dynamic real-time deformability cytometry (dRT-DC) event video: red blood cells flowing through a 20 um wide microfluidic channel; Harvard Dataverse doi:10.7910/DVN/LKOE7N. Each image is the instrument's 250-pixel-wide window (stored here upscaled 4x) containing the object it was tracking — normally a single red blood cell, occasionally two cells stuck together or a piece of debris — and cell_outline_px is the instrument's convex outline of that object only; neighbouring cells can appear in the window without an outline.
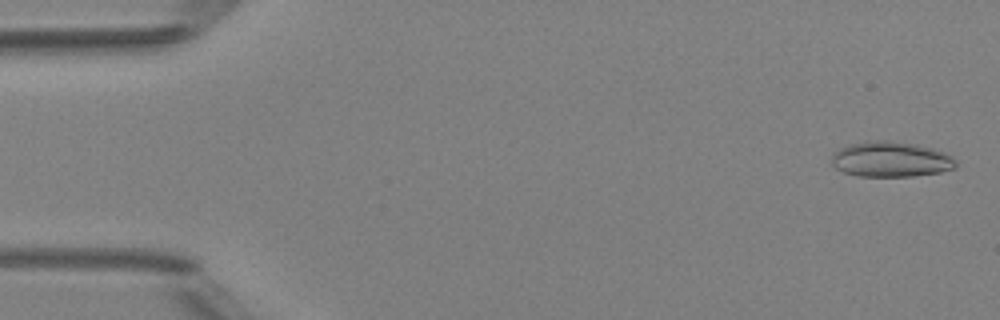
{"species": "Egyptian fruit bat (a non-hibernating species)", "species_latin": "Rousettus aegyptiacus", "temperature_condition": "room temperature", "stored_images_in_passage": 4, "camera_frame_rate_fps": 3000, "um_per_image_px": 0.085, "animal": {"sex": "female"}, "frame": {"image": 1, "passage_image": 1, "time_ms": 0.0, "image_size_px": [1000, 320], "cell_outline_px": [[956, 168], [940, 172], [912, 176], [856, 176], [844, 172], [836, 168], [832, 164], [832, 156], [840, 148], [848, 144], [868, 140], [888, 140], [916, 144], [932, 148], [944, 152], [952, 156], [956, 160]], "centroid_in_image_um": [75.73, 13.53], "position_along_channel_um": 9.3, "area_um2": 25.72}}
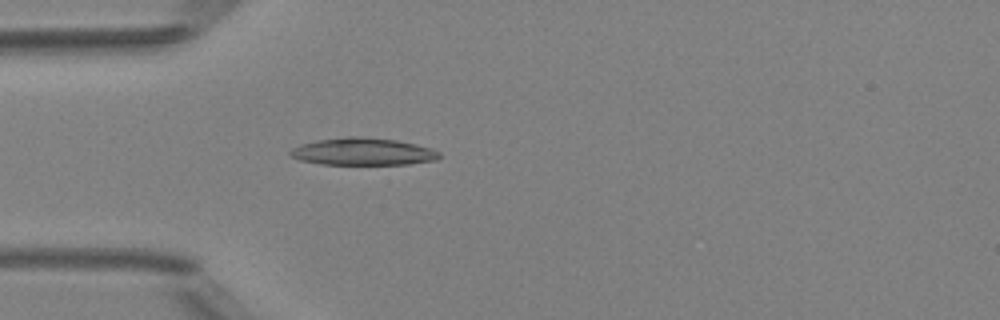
{"frame": {"image": 2, "passage_image": 4, "time_ms": 4.333, "image_size_px": [1000, 320], "cell_outline_px": [[440, 156], [436, 160], [408, 164], [320, 164], [300, 160], [292, 156], [288, 152], [292, 148], [300, 144], [316, 140], [348, 136], [360, 136], [396, 140], [416, 144], [432, 148], [440, 152]], "centroid_in_image_um": [30.85, 12.88], "position_along_channel_um": 54.2, "area_um2": 23.76}}